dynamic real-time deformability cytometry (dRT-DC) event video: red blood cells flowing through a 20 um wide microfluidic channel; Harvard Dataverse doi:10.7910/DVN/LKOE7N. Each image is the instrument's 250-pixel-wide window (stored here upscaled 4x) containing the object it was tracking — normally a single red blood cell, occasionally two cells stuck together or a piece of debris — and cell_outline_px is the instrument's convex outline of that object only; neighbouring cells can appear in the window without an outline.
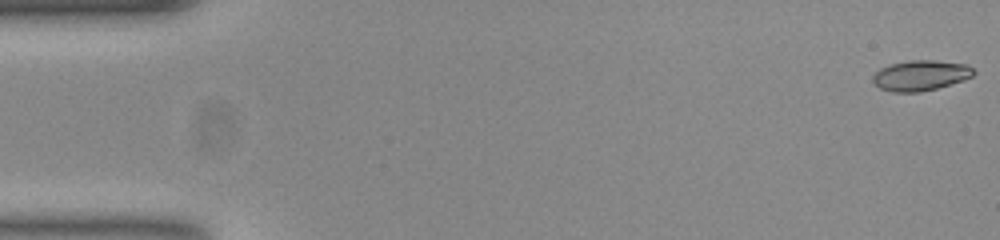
{"species": "common noctule bat (a hibernating species)", "species_latin": "Nyctalus noctula", "temperature_condition": "room temperature", "stored_images_in_passage": 54, "camera_frame_rate_fps": 3000, "um_per_image_px": 0.085, "animal": {"sex": "female", "body_mass_g": 23.0, "forearm_length_mm": 53.4}, "frame": {"image": 1, "passage_image": 1, "time_ms": 0.0, "image_size_px": [1000, 240], "cell_outline_px": [[976, 72], [972, 76], [964, 80], [936, 88], [920, 92], [892, 92], [880, 88], [872, 80], [872, 76], [880, 68], [892, 64], [908, 60], [932, 60], [968, 64]], "centroid_in_image_um": [78.26, 6.41], "position_along_channel_um": 6.7, "area_um2": 17.8}}
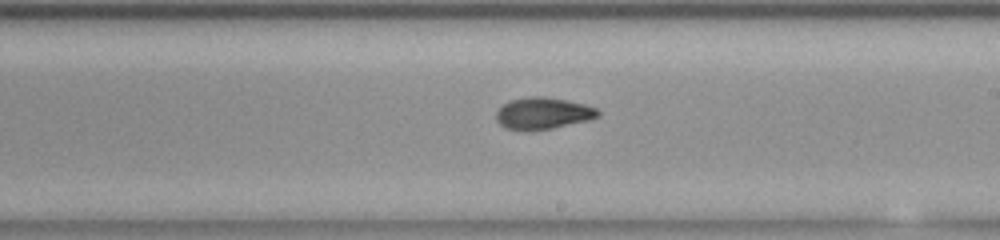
{"frame": {"image": 2, "passage_image": 31, "time_ms": 10.0, "image_size_px": [1000, 240], "cell_outline_px": [[600, 116], [588, 120], [552, 128], [508, 128], [500, 124], [496, 120], [496, 112], [508, 100], [528, 96], [544, 96], [584, 104], [596, 108], [600, 112]], "centroid_in_image_um": [46.17, 9.59], "position_along_channel_um": 242.8, "area_um2": 18.26}}
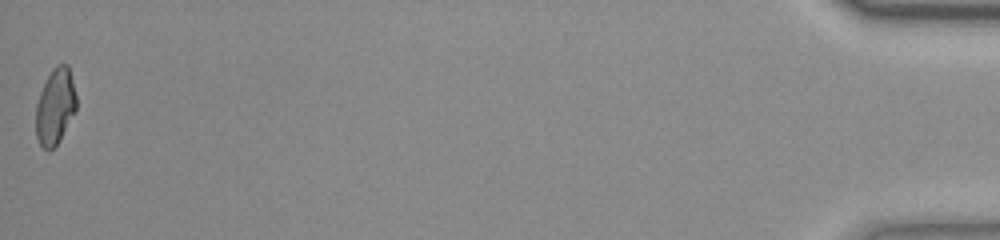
{"frame": {"image": 3, "passage_image": 54, "time_ms": 17.667, "image_size_px": [1000, 240], "cell_outline_px": [[76, 112], [60, 140], [48, 152], [40, 144], [36, 136], [36, 104], [40, 92], [52, 68], [56, 64], [68, 64], [76, 96]], "centroid_in_image_um": [4.7, 9.06], "position_along_channel_um": 430.5, "area_um2": 17.98}, "authors_computed_cell_mechanics": {"area_um2": 18.4382, "velocity_mm_per_s": 3.7859, "shape_relaxation_time_tau1_ms": 4.2067, "shape_relaxation_time_tau2_ms": 2.0007, "deformation_change_tau1": 0.1717, "deformation_change_tau2": 0.0771}}